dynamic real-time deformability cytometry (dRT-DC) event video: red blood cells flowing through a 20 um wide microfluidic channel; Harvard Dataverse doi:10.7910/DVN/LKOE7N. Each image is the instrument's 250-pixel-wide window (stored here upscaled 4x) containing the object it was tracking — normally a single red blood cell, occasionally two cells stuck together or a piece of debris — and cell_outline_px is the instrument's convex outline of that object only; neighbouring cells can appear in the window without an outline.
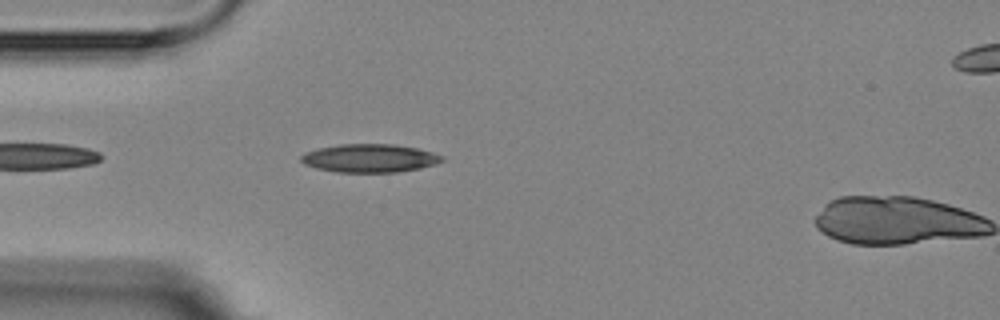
{"species": "Egyptian fruit bat (a non-hibernating species)", "species_latin": "Rousettus aegyptiacus", "temperature_condition": "room temperature", "stored_images_in_passage": 4, "camera_frame_rate_fps": 3000, "um_per_image_px": 0.085, "animal": {"sex": "female"}, "frame": {"image": 1, "passage_image": 3, "time_ms": 2.667, "image_size_px": [1000, 320], "cell_outline_px": [[444, 160], [436, 164], [420, 168], [396, 172], [336, 172], [316, 168], [304, 164], [300, 160], [300, 156], [308, 152], [320, 148], [340, 144], [392, 144], [416, 148], [432, 152], [444, 156]], "centroid_in_image_um": [31.44, 13.45], "position_along_channel_um": 53.6, "area_um2": 23.12}}